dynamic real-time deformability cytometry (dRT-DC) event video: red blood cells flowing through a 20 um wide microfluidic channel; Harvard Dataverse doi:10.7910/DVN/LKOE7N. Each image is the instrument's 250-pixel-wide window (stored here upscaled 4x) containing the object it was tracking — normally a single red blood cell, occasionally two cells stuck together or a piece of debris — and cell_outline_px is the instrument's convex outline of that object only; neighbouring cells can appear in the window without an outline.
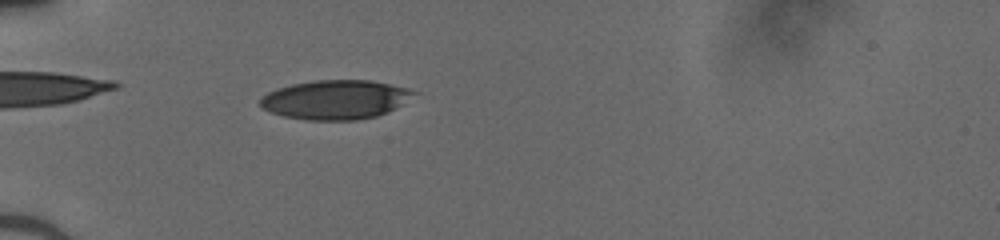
{"species": "human", "species_latin": "Homo sapiens", "temperature_condition": "cold", "stored_images_in_passage": 36, "camera_frame_rate_fps": 3000, "um_per_image_px": 0.085, "donor": {"sex": "male"}, "frame": {"image": 1, "passage_image": 2, "time_ms": 0.333, "image_size_px": [1000, 240], "cell_outline_px": [[420, 92], [388, 112], [376, 116], [356, 120], [304, 120], [284, 116], [272, 112], [264, 108], [260, 104], [260, 100], [268, 92], [292, 84], [312, 80], [372, 80], [408, 88]], "centroid_in_image_um": [28.55, 8.46], "position_along_channel_um": 56.4, "area_um2": 34.97}}
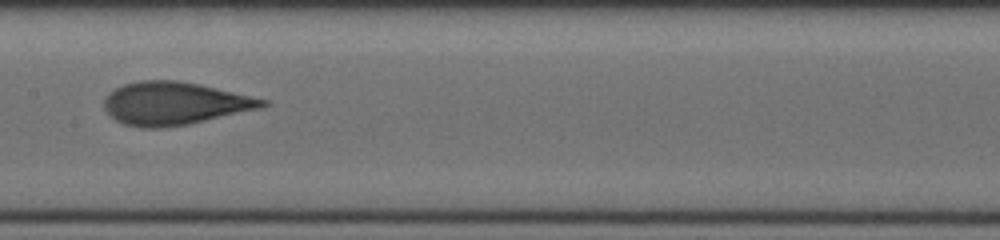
{"frame": {"image": 2, "passage_image": 13, "time_ms": 4.0, "image_size_px": [1000, 240], "cell_outline_px": [[268, 104], [260, 108], [188, 124], [160, 128], [140, 128], [124, 124], [116, 120], [104, 108], [104, 100], [116, 88], [124, 84], [140, 80], [176, 80], [200, 84], [268, 100]], "centroid_in_image_um": [14.82, 8.79], "position_along_channel_um": 192.6, "area_um2": 39.13}}
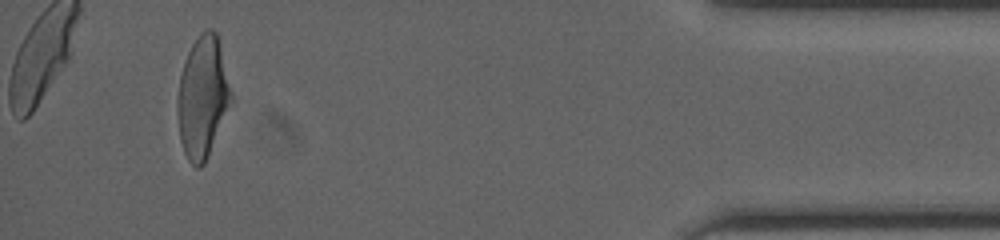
{"frame": {"image": 3, "passage_image": 33, "time_ms": 10.667, "image_size_px": [1000, 240], "cell_outline_px": [[232, 100], [208, 156], [204, 164], [200, 168], [196, 168], [188, 160], [184, 152], [180, 140], [180, 76], [188, 52], [192, 44], [200, 32], [204, 28], [212, 28], [216, 32], [232, 92]], "centroid_in_image_um": [17.26, 8.24], "position_along_channel_um": 417.9, "area_um2": 36.88}}